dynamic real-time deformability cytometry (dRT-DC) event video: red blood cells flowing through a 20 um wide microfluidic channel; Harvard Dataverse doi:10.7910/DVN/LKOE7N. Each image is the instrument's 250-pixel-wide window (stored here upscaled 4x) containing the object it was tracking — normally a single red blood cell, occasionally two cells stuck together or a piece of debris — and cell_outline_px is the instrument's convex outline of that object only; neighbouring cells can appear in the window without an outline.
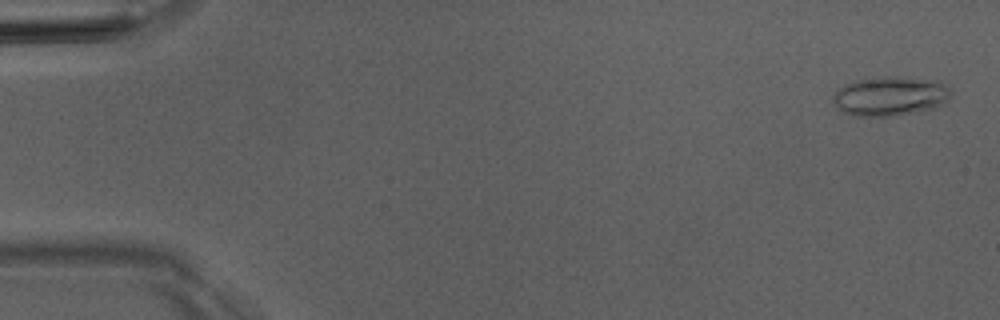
{"species": "Egyptian fruit bat (a non-hibernating species)", "species_latin": "Rousettus aegyptiacus", "temperature_condition": "room temperature", "stored_images_in_passage": 5, "camera_frame_rate_fps": 3000, "um_per_image_px": 0.085, "animal": {"sex": "male"}, "frame": {"image": 1, "passage_image": 1, "time_ms": 0.0, "image_size_px": [1000, 320], "cell_outline_px": [[948, 100], [944, 104], [936, 108], [916, 112], [892, 116], [856, 116], [844, 112], [832, 100], [832, 96], [844, 84], [856, 80], [884, 76], [896, 76], [936, 80], [944, 84], [948, 88]], "centroid_in_image_um": [75.67, 8.17], "position_along_channel_um": 9.3, "area_um2": 26.93}}